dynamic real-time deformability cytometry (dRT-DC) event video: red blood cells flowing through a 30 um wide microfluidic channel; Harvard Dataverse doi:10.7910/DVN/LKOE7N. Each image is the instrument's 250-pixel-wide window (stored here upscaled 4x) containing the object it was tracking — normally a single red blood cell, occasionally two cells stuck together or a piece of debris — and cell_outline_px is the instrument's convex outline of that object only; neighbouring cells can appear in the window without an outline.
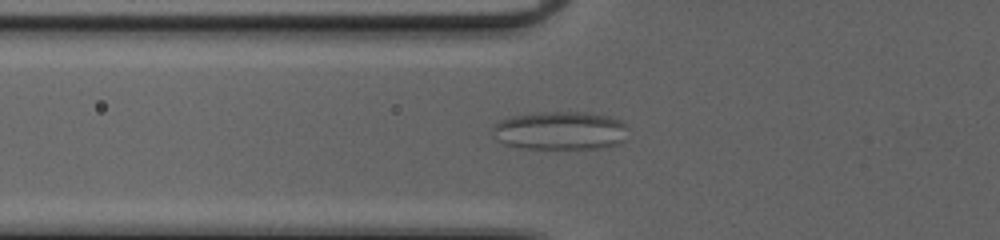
{"species": "common noctule bat (a hibernating species)", "species_latin": "Nyctalus noctula", "temperature_condition": "cold", "stored_images_in_passage": 56, "camera_frame_rate_fps": 3000, "um_per_image_px": 0.085, "animal": {"sex": "female", "body_mass_g": 20.0, "forearm_length_mm": 54.0}, "frame": {"image": 1, "passage_image": 23, "time_ms": 7.333, "image_size_px": [1000, 240], "cell_outline_px": [[628, 128], [624, 140], [620, 144], [600, 148], [520, 148], [504, 144], [496, 140], [492, 136], [492, 124], [500, 120], [512, 116], [540, 112], [588, 112], [608, 116], [620, 120]], "centroid_in_image_um": [47.59, 11.1], "position_along_channel_um": 78.2, "area_um2": 30.63}}
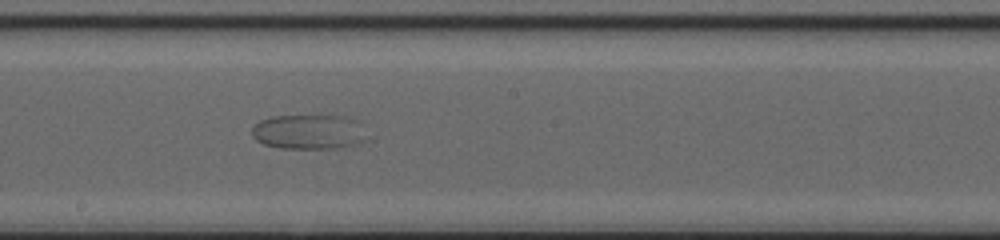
{"frame": {"image": 2, "passage_image": 34, "time_ms": 11.0, "image_size_px": [1000, 240], "cell_outline_px": [[368, 140], [360, 144], [340, 148], [280, 148], [264, 144], [256, 140], [252, 136], [252, 128], [260, 120], [272, 116], [344, 116], [352, 120]], "centroid_in_image_um": [26.19, 11.23], "position_along_channel_um": 222.0, "area_um2": 22.95}}
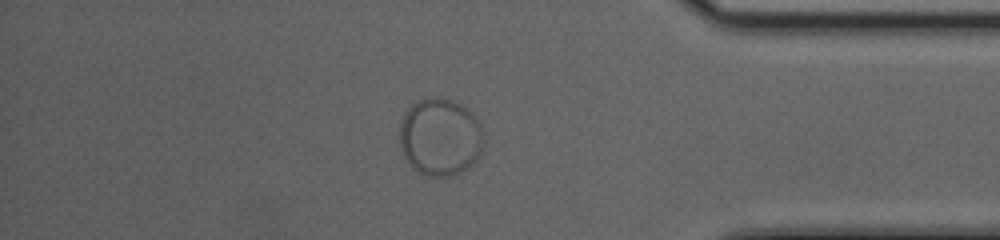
{"frame": {"image": 3, "passage_image": 49, "time_ms": 16.0, "image_size_px": [1000, 240], "cell_outline_px": [[484, 144], [480, 156], [468, 168], [452, 176], [428, 176], [412, 168], [408, 164], [400, 148], [400, 124], [408, 108], [416, 100], [452, 100], [460, 104], [480, 124]], "centroid_in_image_um": [37.4, 11.71], "position_along_channel_um": 397.8, "area_um2": 37.51}}